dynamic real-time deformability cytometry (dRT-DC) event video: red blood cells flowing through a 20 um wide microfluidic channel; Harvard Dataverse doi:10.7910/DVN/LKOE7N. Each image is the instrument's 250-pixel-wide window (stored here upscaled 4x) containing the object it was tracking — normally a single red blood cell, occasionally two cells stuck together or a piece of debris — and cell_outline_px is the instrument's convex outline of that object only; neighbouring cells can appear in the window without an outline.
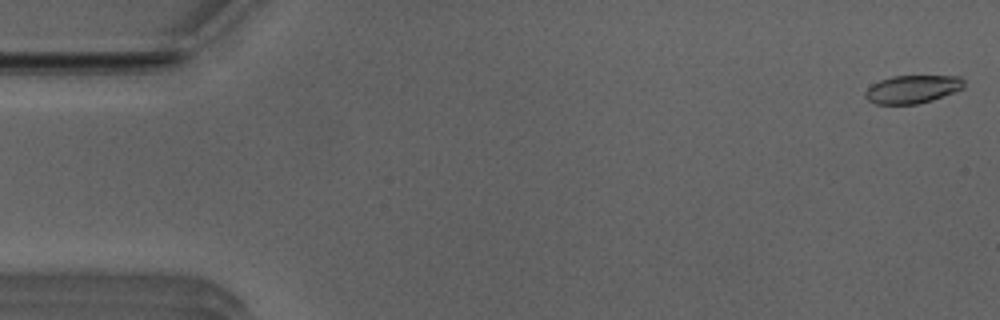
{"species": "Egyptian fruit bat (a non-hibernating species)", "species_latin": "Rousettus aegyptiacus", "temperature_condition": "room temperature", "stored_images_in_passage": 52, "camera_frame_rate_fps": 3000, "um_per_image_px": 0.085, "animal": {"sex": "male"}, "frame": {"image": 1, "passage_image": 1, "time_ms": 0.0, "image_size_px": [1000, 320], "cell_outline_px": [[964, 88], [932, 100], [916, 104], [876, 104], [868, 100], [864, 96], [864, 92], [872, 84], [880, 80], [892, 76], [960, 76], [964, 80]], "centroid_in_image_um": [77.54, 7.58], "position_along_channel_um": 7.5, "area_um2": 16.13}}
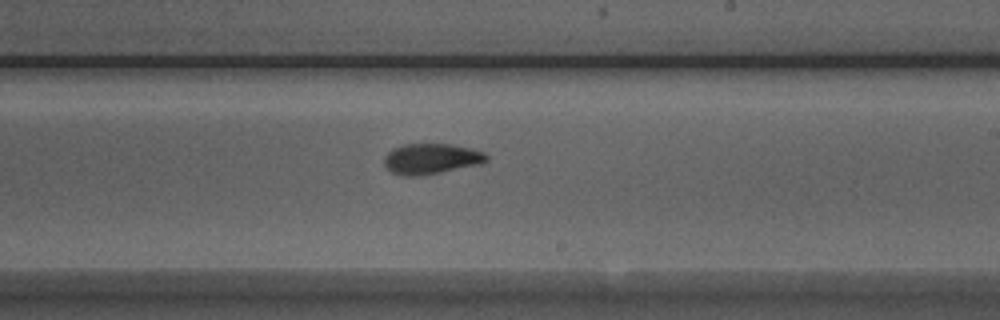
{"frame": {"image": 2, "passage_image": 30, "time_ms": 9.667, "image_size_px": [1000, 320], "cell_outline_px": [[488, 160], [480, 164], [440, 172], [416, 176], [400, 176], [392, 172], [384, 164], [384, 156], [388, 152], [404, 144], [452, 144], [472, 148], [484, 152], [488, 156]], "centroid_in_image_um": [36.66, 13.49], "position_along_channel_um": 252.3, "area_um2": 18.15}}
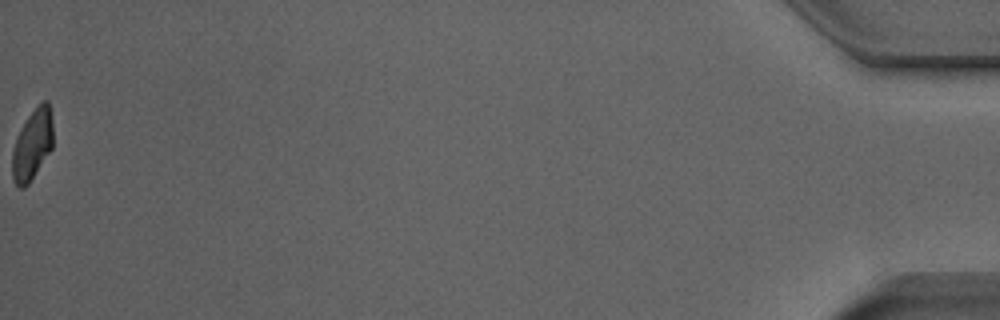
{"frame": {"image": 3, "passage_image": 52, "time_ms": 17.0, "image_size_px": [1000, 320], "cell_outline_px": [[52, 148], [28, 184], [24, 188], [20, 188], [16, 184], [12, 176], [12, 152], [20, 128], [28, 116], [44, 100], [48, 100], [52, 120]], "centroid_in_image_um": [2.74, 12.3], "position_along_channel_um": 432.5, "area_um2": 16.47}, "authors_computed_cell_mechanics": {"area_um2": 17.6001, "velocity_mm_per_s": 3.945, "shape_relaxation_time_tau1_ms": 5.1802, "shape_relaxation_time_tau2_ms": 1.9185, "deformation_change_tau1": 0.1755, "deformation_change_tau2": 0.0722}}